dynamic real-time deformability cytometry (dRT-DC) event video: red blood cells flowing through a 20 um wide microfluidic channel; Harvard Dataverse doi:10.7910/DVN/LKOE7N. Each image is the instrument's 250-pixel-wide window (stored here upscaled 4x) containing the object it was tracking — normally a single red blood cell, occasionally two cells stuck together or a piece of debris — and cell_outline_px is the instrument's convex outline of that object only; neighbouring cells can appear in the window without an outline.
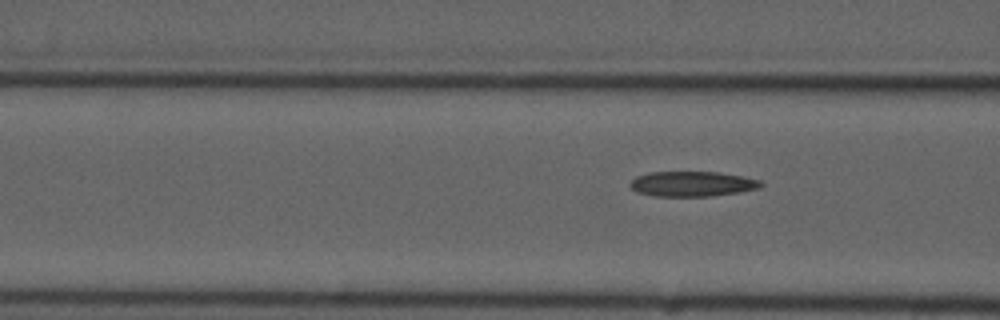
{"species": "common noctule bat (a hibernating species)", "species_latin": "Nyctalus noctula", "temperature_condition": "cold", "stored_images_in_passage": 6, "camera_frame_rate_fps": 3000, "um_per_image_px": 0.085, "animal": {"sex": "male", "forearm_length_mm": 52.5}, "frame": {"image": 1, "passage_image": 6, "time_ms": 6.667, "image_size_px": [1000, 320], "cell_outline_px": [[764, 184], [760, 188], [740, 192], [712, 196], [656, 196], [636, 192], [628, 184], [636, 176], [652, 172], [720, 172], [744, 176], [760, 180]], "centroid_in_image_um": [58.87, 15.63], "position_along_channel_um": 107.7, "area_um2": 19.25}}